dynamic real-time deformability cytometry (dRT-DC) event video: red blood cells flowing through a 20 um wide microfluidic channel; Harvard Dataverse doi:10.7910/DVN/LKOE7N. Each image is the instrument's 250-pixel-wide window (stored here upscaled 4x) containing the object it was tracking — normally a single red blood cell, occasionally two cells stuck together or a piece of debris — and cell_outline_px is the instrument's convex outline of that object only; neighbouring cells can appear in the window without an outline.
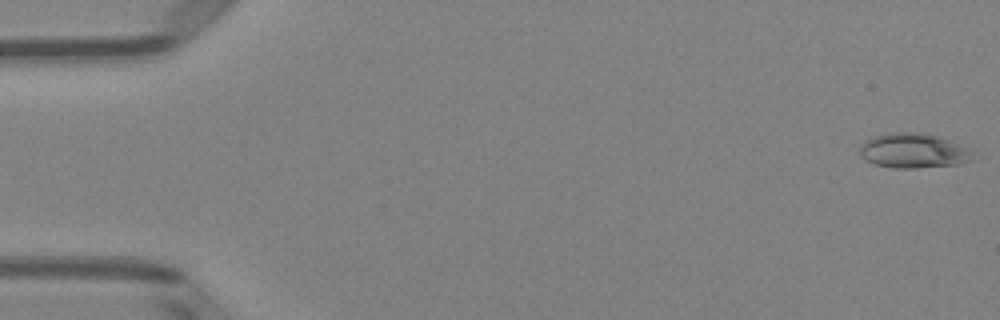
{"species": "Egyptian fruit bat (a non-hibernating species)", "species_latin": "Rousettus aegyptiacus", "temperature_condition": "room temperature", "stored_images_in_passage": 51, "camera_frame_rate_fps": 3000, "um_per_image_px": 0.085, "animal": {"sex": "female"}, "frame": {"image": 1, "passage_image": 1, "time_ms": 0.0, "image_size_px": [1000, 320], "cell_outline_px": [[972, 160], [960, 164], [916, 168], [892, 168], [876, 164], [864, 160], [860, 156], [856, 148], [868, 140], [876, 136], [888, 132], [916, 132], [936, 136], [972, 148]], "centroid_in_image_um": [77.62, 12.82], "position_along_channel_um": 7.4, "area_um2": 23.06}}
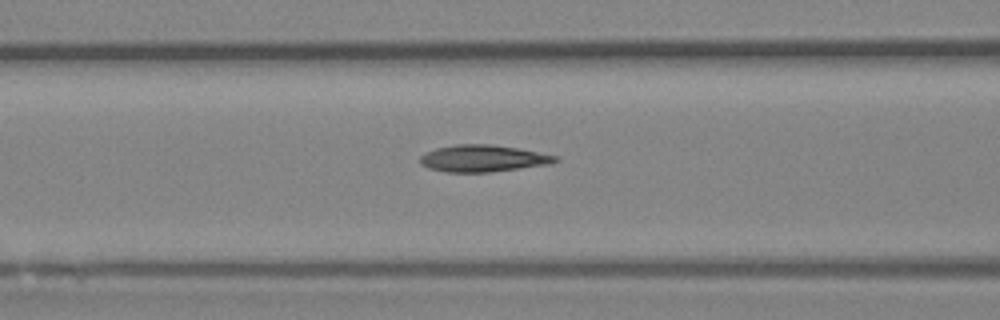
{"frame": {"image": 2, "passage_image": 21, "time_ms": 6.667, "image_size_px": [1000, 320], "cell_outline_px": [[560, 160], [552, 164], [492, 172], [444, 172], [428, 168], [420, 164], [420, 156], [424, 152], [436, 148], [456, 144], [488, 144], [520, 148], [560, 156]], "centroid_in_image_um": [41.09, 13.46], "position_along_channel_um": 125.5, "area_um2": 21.56}}
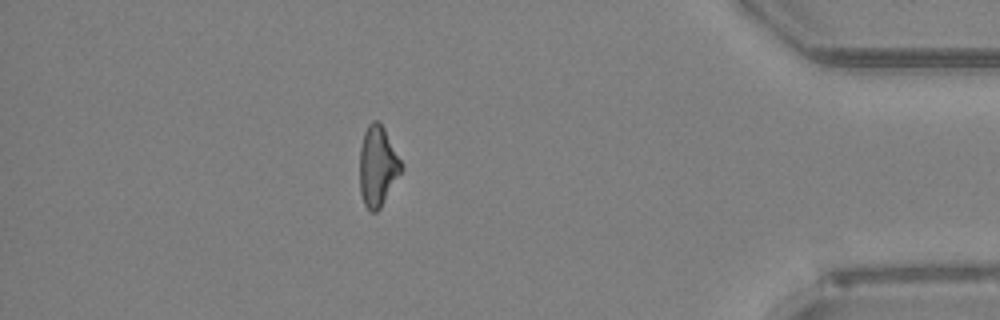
{"frame": {"image": 3, "passage_image": 45, "time_ms": 14.667, "image_size_px": [1000, 320], "cell_outline_px": [[404, 168], [380, 208], [376, 212], [372, 212], [364, 204], [360, 192], [360, 148], [364, 132], [368, 124], [372, 120], [380, 120], [404, 164]], "centroid_in_image_um": [32.12, 14.08], "position_along_channel_um": 403.1, "area_um2": 19.71}, "authors_computed_cell_mechanics": {"area_um2": 20.5768, "velocity_mm_per_s": 3.9853, "shape_relaxation_time_tau1_ms": null, "shape_relaxation_time_tau2_ms": 2.9346, "deformation_change_tau1": null, "deformation_change_tau2": 0.11}}